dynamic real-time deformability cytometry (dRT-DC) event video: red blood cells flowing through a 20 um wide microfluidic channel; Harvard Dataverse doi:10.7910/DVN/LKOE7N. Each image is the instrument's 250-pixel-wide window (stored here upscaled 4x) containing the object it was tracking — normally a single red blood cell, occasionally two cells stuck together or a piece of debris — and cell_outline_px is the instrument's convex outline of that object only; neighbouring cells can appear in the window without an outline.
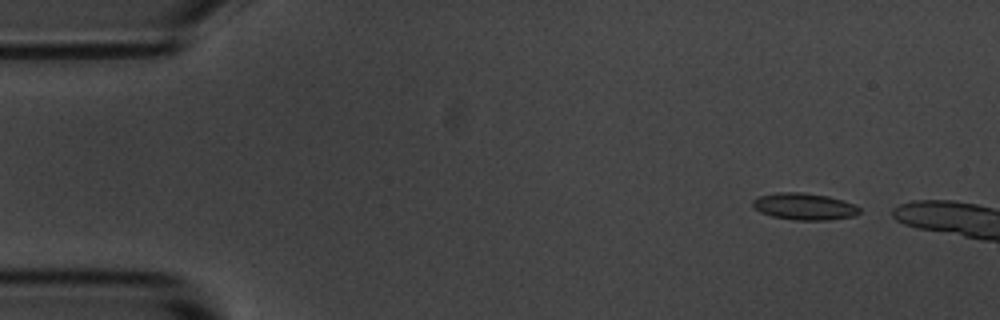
{"species": "common noctule bat (a hibernating species)", "species_latin": "Nyctalus noctula", "temperature_condition": "room temperature", "stored_images_in_passage": 4, "camera_frame_rate_fps": 3000, "um_per_image_px": 0.085, "animal": {"sex": "male", "body_mass_g": 20.1, "forearm_length_mm": 53.5}, "frame": {"image": 1, "passage_image": 1, "time_ms": 0.0, "image_size_px": [1000, 320], "cell_outline_px": [[860, 212], [856, 216], [828, 220], [796, 220], [772, 216], [760, 212], [752, 204], [752, 200], [756, 196], [776, 192], [804, 192], [828, 196], [852, 204], [860, 208]], "centroid_in_image_um": [68.34, 17.54], "position_along_channel_um": 16.7, "area_um2": 16.7}}